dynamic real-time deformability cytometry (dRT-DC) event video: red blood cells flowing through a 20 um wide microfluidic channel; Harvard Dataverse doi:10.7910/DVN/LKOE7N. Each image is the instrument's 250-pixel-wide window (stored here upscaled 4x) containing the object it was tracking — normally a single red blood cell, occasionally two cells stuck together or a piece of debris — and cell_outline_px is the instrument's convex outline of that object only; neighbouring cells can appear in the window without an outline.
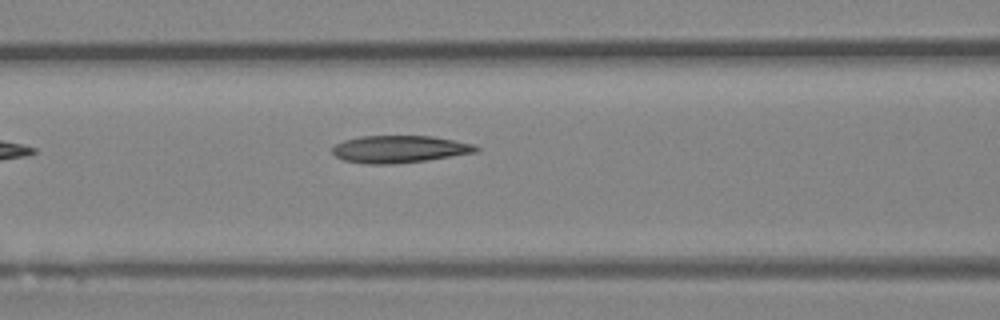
{"species": "Egyptian fruit bat (a non-hibernating species)", "species_latin": "Rousettus aegyptiacus", "temperature_condition": "room temperature", "stored_images_in_passage": 3, "camera_frame_rate_fps": 3000, "um_per_image_px": 0.085, "animal": {"sex": "female"}, "frame": {"image": 1, "passage_image": 3, "time_ms": 0.667, "image_size_px": [1000, 320], "cell_outline_px": [[480, 148], [476, 152], [428, 160], [392, 164], [364, 164], [344, 160], [336, 156], [332, 152], [332, 148], [336, 144], [344, 140], [360, 136], [432, 136], [476, 144]], "centroid_in_image_um": [33.96, 12.68], "position_along_channel_um": 132.6, "area_um2": 22.89}}